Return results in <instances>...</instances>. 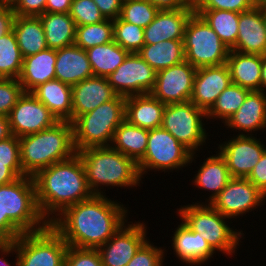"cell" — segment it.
Here are the masks:
<instances>
[{"mask_svg": "<svg viewBox=\"0 0 266 266\" xmlns=\"http://www.w3.org/2000/svg\"><path fill=\"white\" fill-rule=\"evenodd\" d=\"M223 127L238 132L237 135L257 136V132L261 130L262 133L264 131L266 133V92L250 91L238 111L228 119Z\"/></svg>", "mask_w": 266, "mask_h": 266, "instance_id": "cell-20", "label": "cell"}, {"mask_svg": "<svg viewBox=\"0 0 266 266\" xmlns=\"http://www.w3.org/2000/svg\"><path fill=\"white\" fill-rule=\"evenodd\" d=\"M204 158L203 162L198 165V171L192 179V185L200 191L210 193L206 200L197 201V204H209L225 188L232 176L227 168L225 159L216 151L215 154Z\"/></svg>", "mask_w": 266, "mask_h": 266, "instance_id": "cell-24", "label": "cell"}, {"mask_svg": "<svg viewBox=\"0 0 266 266\" xmlns=\"http://www.w3.org/2000/svg\"><path fill=\"white\" fill-rule=\"evenodd\" d=\"M204 120L207 122V113L191 101L167 104L161 127L194 154L203 151V146L211 140Z\"/></svg>", "mask_w": 266, "mask_h": 266, "instance_id": "cell-10", "label": "cell"}, {"mask_svg": "<svg viewBox=\"0 0 266 266\" xmlns=\"http://www.w3.org/2000/svg\"><path fill=\"white\" fill-rule=\"evenodd\" d=\"M77 154L83 163L87 185L93 195H107L106 187L130 190V187H142L140 185L144 183L137 163L111 146L86 148Z\"/></svg>", "mask_w": 266, "mask_h": 266, "instance_id": "cell-4", "label": "cell"}, {"mask_svg": "<svg viewBox=\"0 0 266 266\" xmlns=\"http://www.w3.org/2000/svg\"><path fill=\"white\" fill-rule=\"evenodd\" d=\"M150 2L159 11L194 8V0H144Z\"/></svg>", "mask_w": 266, "mask_h": 266, "instance_id": "cell-51", "label": "cell"}, {"mask_svg": "<svg viewBox=\"0 0 266 266\" xmlns=\"http://www.w3.org/2000/svg\"><path fill=\"white\" fill-rule=\"evenodd\" d=\"M266 196L247 178H232L209 203L223 216L234 220L266 205Z\"/></svg>", "mask_w": 266, "mask_h": 266, "instance_id": "cell-12", "label": "cell"}, {"mask_svg": "<svg viewBox=\"0 0 266 266\" xmlns=\"http://www.w3.org/2000/svg\"><path fill=\"white\" fill-rule=\"evenodd\" d=\"M108 197L92 195L66 208L50 225L68 246L98 249L129 220V207Z\"/></svg>", "mask_w": 266, "mask_h": 266, "instance_id": "cell-1", "label": "cell"}, {"mask_svg": "<svg viewBox=\"0 0 266 266\" xmlns=\"http://www.w3.org/2000/svg\"><path fill=\"white\" fill-rule=\"evenodd\" d=\"M147 225L142 221H127L97 250L103 266H126L139 248L149 239Z\"/></svg>", "mask_w": 266, "mask_h": 266, "instance_id": "cell-15", "label": "cell"}, {"mask_svg": "<svg viewBox=\"0 0 266 266\" xmlns=\"http://www.w3.org/2000/svg\"><path fill=\"white\" fill-rule=\"evenodd\" d=\"M1 242L15 241L23 233L44 229L43 218L36 201V187L31 176L0 185Z\"/></svg>", "mask_w": 266, "mask_h": 266, "instance_id": "cell-3", "label": "cell"}, {"mask_svg": "<svg viewBox=\"0 0 266 266\" xmlns=\"http://www.w3.org/2000/svg\"><path fill=\"white\" fill-rule=\"evenodd\" d=\"M13 136L8 116L0 115V141Z\"/></svg>", "mask_w": 266, "mask_h": 266, "instance_id": "cell-55", "label": "cell"}, {"mask_svg": "<svg viewBox=\"0 0 266 266\" xmlns=\"http://www.w3.org/2000/svg\"><path fill=\"white\" fill-rule=\"evenodd\" d=\"M113 40V20L111 19H105L96 24L76 26L75 44L84 50Z\"/></svg>", "mask_w": 266, "mask_h": 266, "instance_id": "cell-38", "label": "cell"}, {"mask_svg": "<svg viewBox=\"0 0 266 266\" xmlns=\"http://www.w3.org/2000/svg\"><path fill=\"white\" fill-rule=\"evenodd\" d=\"M47 0H17L12 6L18 16H39L45 13Z\"/></svg>", "mask_w": 266, "mask_h": 266, "instance_id": "cell-47", "label": "cell"}, {"mask_svg": "<svg viewBox=\"0 0 266 266\" xmlns=\"http://www.w3.org/2000/svg\"><path fill=\"white\" fill-rule=\"evenodd\" d=\"M126 97L116 95L73 122L74 145L77 152L92 147H108L115 130L125 120Z\"/></svg>", "mask_w": 266, "mask_h": 266, "instance_id": "cell-7", "label": "cell"}, {"mask_svg": "<svg viewBox=\"0 0 266 266\" xmlns=\"http://www.w3.org/2000/svg\"><path fill=\"white\" fill-rule=\"evenodd\" d=\"M63 266H103L97 249L68 246Z\"/></svg>", "mask_w": 266, "mask_h": 266, "instance_id": "cell-45", "label": "cell"}, {"mask_svg": "<svg viewBox=\"0 0 266 266\" xmlns=\"http://www.w3.org/2000/svg\"><path fill=\"white\" fill-rule=\"evenodd\" d=\"M194 12V8L158 11L154 20L144 28V43L183 40L186 24Z\"/></svg>", "mask_w": 266, "mask_h": 266, "instance_id": "cell-23", "label": "cell"}, {"mask_svg": "<svg viewBox=\"0 0 266 266\" xmlns=\"http://www.w3.org/2000/svg\"><path fill=\"white\" fill-rule=\"evenodd\" d=\"M23 57L13 30L0 38V78L18 79Z\"/></svg>", "mask_w": 266, "mask_h": 266, "instance_id": "cell-37", "label": "cell"}, {"mask_svg": "<svg viewBox=\"0 0 266 266\" xmlns=\"http://www.w3.org/2000/svg\"><path fill=\"white\" fill-rule=\"evenodd\" d=\"M73 0H47L45 12L48 13H69Z\"/></svg>", "mask_w": 266, "mask_h": 266, "instance_id": "cell-53", "label": "cell"}, {"mask_svg": "<svg viewBox=\"0 0 266 266\" xmlns=\"http://www.w3.org/2000/svg\"><path fill=\"white\" fill-rule=\"evenodd\" d=\"M72 87V122L101 104L112 100L117 94L106 77L93 76Z\"/></svg>", "mask_w": 266, "mask_h": 266, "instance_id": "cell-21", "label": "cell"}, {"mask_svg": "<svg viewBox=\"0 0 266 266\" xmlns=\"http://www.w3.org/2000/svg\"><path fill=\"white\" fill-rule=\"evenodd\" d=\"M185 60L196 69L227 62L230 49L197 13L189 18L183 37Z\"/></svg>", "mask_w": 266, "mask_h": 266, "instance_id": "cell-9", "label": "cell"}, {"mask_svg": "<svg viewBox=\"0 0 266 266\" xmlns=\"http://www.w3.org/2000/svg\"><path fill=\"white\" fill-rule=\"evenodd\" d=\"M31 93L42 102L58 121L72 123V87L58 79L49 80Z\"/></svg>", "mask_w": 266, "mask_h": 266, "instance_id": "cell-28", "label": "cell"}, {"mask_svg": "<svg viewBox=\"0 0 266 266\" xmlns=\"http://www.w3.org/2000/svg\"><path fill=\"white\" fill-rule=\"evenodd\" d=\"M263 20H264L265 28H266V6H263Z\"/></svg>", "mask_w": 266, "mask_h": 266, "instance_id": "cell-59", "label": "cell"}, {"mask_svg": "<svg viewBox=\"0 0 266 266\" xmlns=\"http://www.w3.org/2000/svg\"><path fill=\"white\" fill-rule=\"evenodd\" d=\"M93 77L86 50L75 43L56 50L55 79L70 86Z\"/></svg>", "mask_w": 266, "mask_h": 266, "instance_id": "cell-25", "label": "cell"}, {"mask_svg": "<svg viewBox=\"0 0 266 266\" xmlns=\"http://www.w3.org/2000/svg\"><path fill=\"white\" fill-rule=\"evenodd\" d=\"M19 177L7 167V163H0V185L9 184Z\"/></svg>", "mask_w": 266, "mask_h": 266, "instance_id": "cell-54", "label": "cell"}, {"mask_svg": "<svg viewBox=\"0 0 266 266\" xmlns=\"http://www.w3.org/2000/svg\"><path fill=\"white\" fill-rule=\"evenodd\" d=\"M24 92L18 79L0 78V115L8 116Z\"/></svg>", "mask_w": 266, "mask_h": 266, "instance_id": "cell-43", "label": "cell"}, {"mask_svg": "<svg viewBox=\"0 0 266 266\" xmlns=\"http://www.w3.org/2000/svg\"><path fill=\"white\" fill-rule=\"evenodd\" d=\"M196 70L184 60L157 71L155 84L150 94L165 105L190 101Z\"/></svg>", "mask_w": 266, "mask_h": 266, "instance_id": "cell-16", "label": "cell"}, {"mask_svg": "<svg viewBox=\"0 0 266 266\" xmlns=\"http://www.w3.org/2000/svg\"><path fill=\"white\" fill-rule=\"evenodd\" d=\"M261 90L266 92V54L262 56Z\"/></svg>", "mask_w": 266, "mask_h": 266, "instance_id": "cell-56", "label": "cell"}, {"mask_svg": "<svg viewBox=\"0 0 266 266\" xmlns=\"http://www.w3.org/2000/svg\"><path fill=\"white\" fill-rule=\"evenodd\" d=\"M14 253V254H13ZM14 258V262L11 261V263L8 261L6 257ZM18 253L16 250V243L15 241L11 242H0V266H18Z\"/></svg>", "mask_w": 266, "mask_h": 266, "instance_id": "cell-52", "label": "cell"}, {"mask_svg": "<svg viewBox=\"0 0 266 266\" xmlns=\"http://www.w3.org/2000/svg\"><path fill=\"white\" fill-rule=\"evenodd\" d=\"M56 50L47 48L23 58L22 71L18 78L25 92L49 80L55 79Z\"/></svg>", "mask_w": 266, "mask_h": 266, "instance_id": "cell-27", "label": "cell"}, {"mask_svg": "<svg viewBox=\"0 0 266 266\" xmlns=\"http://www.w3.org/2000/svg\"><path fill=\"white\" fill-rule=\"evenodd\" d=\"M69 15L74 20L76 26L96 24L105 20L93 0H73Z\"/></svg>", "mask_w": 266, "mask_h": 266, "instance_id": "cell-41", "label": "cell"}, {"mask_svg": "<svg viewBox=\"0 0 266 266\" xmlns=\"http://www.w3.org/2000/svg\"><path fill=\"white\" fill-rule=\"evenodd\" d=\"M165 247L155 246L153 241L148 239L126 266H165L164 259L166 260L165 255L167 256L168 252Z\"/></svg>", "mask_w": 266, "mask_h": 266, "instance_id": "cell-42", "label": "cell"}, {"mask_svg": "<svg viewBox=\"0 0 266 266\" xmlns=\"http://www.w3.org/2000/svg\"><path fill=\"white\" fill-rule=\"evenodd\" d=\"M13 32L23 58L48 48L39 16L16 15Z\"/></svg>", "mask_w": 266, "mask_h": 266, "instance_id": "cell-30", "label": "cell"}, {"mask_svg": "<svg viewBox=\"0 0 266 266\" xmlns=\"http://www.w3.org/2000/svg\"><path fill=\"white\" fill-rule=\"evenodd\" d=\"M33 179L37 205L48 224L66 208L93 195L87 185L85 169L77 153L69 159L40 170Z\"/></svg>", "mask_w": 266, "mask_h": 266, "instance_id": "cell-2", "label": "cell"}, {"mask_svg": "<svg viewBox=\"0 0 266 266\" xmlns=\"http://www.w3.org/2000/svg\"><path fill=\"white\" fill-rule=\"evenodd\" d=\"M254 7L252 0H194V10H227L241 13Z\"/></svg>", "mask_w": 266, "mask_h": 266, "instance_id": "cell-46", "label": "cell"}, {"mask_svg": "<svg viewBox=\"0 0 266 266\" xmlns=\"http://www.w3.org/2000/svg\"><path fill=\"white\" fill-rule=\"evenodd\" d=\"M17 0H0V4L13 6Z\"/></svg>", "mask_w": 266, "mask_h": 266, "instance_id": "cell-58", "label": "cell"}, {"mask_svg": "<svg viewBox=\"0 0 266 266\" xmlns=\"http://www.w3.org/2000/svg\"><path fill=\"white\" fill-rule=\"evenodd\" d=\"M159 10L144 0H123L120 18L142 28H146Z\"/></svg>", "mask_w": 266, "mask_h": 266, "instance_id": "cell-40", "label": "cell"}, {"mask_svg": "<svg viewBox=\"0 0 266 266\" xmlns=\"http://www.w3.org/2000/svg\"><path fill=\"white\" fill-rule=\"evenodd\" d=\"M252 3L255 7L266 6V0H252Z\"/></svg>", "mask_w": 266, "mask_h": 266, "instance_id": "cell-57", "label": "cell"}, {"mask_svg": "<svg viewBox=\"0 0 266 266\" xmlns=\"http://www.w3.org/2000/svg\"><path fill=\"white\" fill-rule=\"evenodd\" d=\"M226 64L232 83L250 91H261L262 55L230 50Z\"/></svg>", "mask_w": 266, "mask_h": 266, "instance_id": "cell-29", "label": "cell"}, {"mask_svg": "<svg viewBox=\"0 0 266 266\" xmlns=\"http://www.w3.org/2000/svg\"><path fill=\"white\" fill-rule=\"evenodd\" d=\"M198 155L200 154H192L170 132L159 127L149 130L145 155L137 166L141 179H145L148 171H164V174H169L174 170H183L193 165Z\"/></svg>", "mask_w": 266, "mask_h": 266, "instance_id": "cell-8", "label": "cell"}, {"mask_svg": "<svg viewBox=\"0 0 266 266\" xmlns=\"http://www.w3.org/2000/svg\"><path fill=\"white\" fill-rule=\"evenodd\" d=\"M0 163H7L18 177L26 176L20 162V143L16 136L0 141Z\"/></svg>", "mask_w": 266, "mask_h": 266, "instance_id": "cell-44", "label": "cell"}, {"mask_svg": "<svg viewBox=\"0 0 266 266\" xmlns=\"http://www.w3.org/2000/svg\"><path fill=\"white\" fill-rule=\"evenodd\" d=\"M165 107V104L150 93L128 96L125 103V120L147 130L159 128Z\"/></svg>", "mask_w": 266, "mask_h": 266, "instance_id": "cell-26", "label": "cell"}, {"mask_svg": "<svg viewBox=\"0 0 266 266\" xmlns=\"http://www.w3.org/2000/svg\"><path fill=\"white\" fill-rule=\"evenodd\" d=\"M171 234V246L175 258L179 259L184 266H201L211 262L210 259L216 252L200 233L193 232L182 221L176 226ZM205 263V264H204Z\"/></svg>", "mask_w": 266, "mask_h": 266, "instance_id": "cell-19", "label": "cell"}, {"mask_svg": "<svg viewBox=\"0 0 266 266\" xmlns=\"http://www.w3.org/2000/svg\"><path fill=\"white\" fill-rule=\"evenodd\" d=\"M247 179L266 196V150Z\"/></svg>", "mask_w": 266, "mask_h": 266, "instance_id": "cell-48", "label": "cell"}, {"mask_svg": "<svg viewBox=\"0 0 266 266\" xmlns=\"http://www.w3.org/2000/svg\"><path fill=\"white\" fill-rule=\"evenodd\" d=\"M249 92L250 90L246 88L230 83L219 95L212 108L207 112V121H210L207 124H210L211 121L214 122V120H217L216 123H218V120H221L220 123L225 124L238 111Z\"/></svg>", "mask_w": 266, "mask_h": 266, "instance_id": "cell-36", "label": "cell"}, {"mask_svg": "<svg viewBox=\"0 0 266 266\" xmlns=\"http://www.w3.org/2000/svg\"><path fill=\"white\" fill-rule=\"evenodd\" d=\"M175 212L179 216L178 221L181 220L193 232L200 233L216 253L220 252L218 255L222 253L226 257H232L240 245H243L240 244L241 240L245 239L243 230L234 229L232 220L210 204H181Z\"/></svg>", "mask_w": 266, "mask_h": 266, "instance_id": "cell-6", "label": "cell"}, {"mask_svg": "<svg viewBox=\"0 0 266 266\" xmlns=\"http://www.w3.org/2000/svg\"><path fill=\"white\" fill-rule=\"evenodd\" d=\"M114 41L129 53H138L144 43V28L125 22L120 17L113 20Z\"/></svg>", "mask_w": 266, "mask_h": 266, "instance_id": "cell-39", "label": "cell"}, {"mask_svg": "<svg viewBox=\"0 0 266 266\" xmlns=\"http://www.w3.org/2000/svg\"><path fill=\"white\" fill-rule=\"evenodd\" d=\"M230 83H232L230 71L226 63L198 68L194 77L190 101L207 113Z\"/></svg>", "mask_w": 266, "mask_h": 266, "instance_id": "cell-18", "label": "cell"}, {"mask_svg": "<svg viewBox=\"0 0 266 266\" xmlns=\"http://www.w3.org/2000/svg\"><path fill=\"white\" fill-rule=\"evenodd\" d=\"M15 17L12 6L0 4V38L13 30Z\"/></svg>", "mask_w": 266, "mask_h": 266, "instance_id": "cell-50", "label": "cell"}, {"mask_svg": "<svg viewBox=\"0 0 266 266\" xmlns=\"http://www.w3.org/2000/svg\"><path fill=\"white\" fill-rule=\"evenodd\" d=\"M20 162L23 173L34 177L40 170L74 156L73 126L58 121L52 127L19 138Z\"/></svg>", "mask_w": 266, "mask_h": 266, "instance_id": "cell-5", "label": "cell"}, {"mask_svg": "<svg viewBox=\"0 0 266 266\" xmlns=\"http://www.w3.org/2000/svg\"><path fill=\"white\" fill-rule=\"evenodd\" d=\"M0 242H1V212H0Z\"/></svg>", "mask_w": 266, "mask_h": 266, "instance_id": "cell-60", "label": "cell"}, {"mask_svg": "<svg viewBox=\"0 0 266 266\" xmlns=\"http://www.w3.org/2000/svg\"><path fill=\"white\" fill-rule=\"evenodd\" d=\"M244 54H266V28L263 7L241 12L236 45L231 49Z\"/></svg>", "mask_w": 266, "mask_h": 266, "instance_id": "cell-22", "label": "cell"}, {"mask_svg": "<svg viewBox=\"0 0 266 266\" xmlns=\"http://www.w3.org/2000/svg\"><path fill=\"white\" fill-rule=\"evenodd\" d=\"M235 134V135H234ZM233 135L216 144V150L225 159L232 178H247L266 150L256 135ZM233 136V137H232Z\"/></svg>", "mask_w": 266, "mask_h": 266, "instance_id": "cell-14", "label": "cell"}, {"mask_svg": "<svg viewBox=\"0 0 266 266\" xmlns=\"http://www.w3.org/2000/svg\"><path fill=\"white\" fill-rule=\"evenodd\" d=\"M149 130L124 120L115 130L111 147L138 163L147 148Z\"/></svg>", "mask_w": 266, "mask_h": 266, "instance_id": "cell-32", "label": "cell"}, {"mask_svg": "<svg viewBox=\"0 0 266 266\" xmlns=\"http://www.w3.org/2000/svg\"><path fill=\"white\" fill-rule=\"evenodd\" d=\"M39 18L48 48L57 50L75 43L76 24L69 13L45 12Z\"/></svg>", "mask_w": 266, "mask_h": 266, "instance_id": "cell-31", "label": "cell"}, {"mask_svg": "<svg viewBox=\"0 0 266 266\" xmlns=\"http://www.w3.org/2000/svg\"><path fill=\"white\" fill-rule=\"evenodd\" d=\"M105 19L115 20L120 17L123 0H93Z\"/></svg>", "mask_w": 266, "mask_h": 266, "instance_id": "cell-49", "label": "cell"}, {"mask_svg": "<svg viewBox=\"0 0 266 266\" xmlns=\"http://www.w3.org/2000/svg\"><path fill=\"white\" fill-rule=\"evenodd\" d=\"M156 73L138 53H129L107 80L117 95H143L152 91Z\"/></svg>", "mask_w": 266, "mask_h": 266, "instance_id": "cell-13", "label": "cell"}, {"mask_svg": "<svg viewBox=\"0 0 266 266\" xmlns=\"http://www.w3.org/2000/svg\"><path fill=\"white\" fill-rule=\"evenodd\" d=\"M17 138L38 133L58 122L50 110L31 92H24L8 115Z\"/></svg>", "mask_w": 266, "mask_h": 266, "instance_id": "cell-17", "label": "cell"}, {"mask_svg": "<svg viewBox=\"0 0 266 266\" xmlns=\"http://www.w3.org/2000/svg\"><path fill=\"white\" fill-rule=\"evenodd\" d=\"M194 11L207 22L230 50L236 45L240 13L227 10Z\"/></svg>", "mask_w": 266, "mask_h": 266, "instance_id": "cell-35", "label": "cell"}, {"mask_svg": "<svg viewBox=\"0 0 266 266\" xmlns=\"http://www.w3.org/2000/svg\"><path fill=\"white\" fill-rule=\"evenodd\" d=\"M138 54L159 71L185 60L183 40H165L156 44H144Z\"/></svg>", "mask_w": 266, "mask_h": 266, "instance_id": "cell-33", "label": "cell"}, {"mask_svg": "<svg viewBox=\"0 0 266 266\" xmlns=\"http://www.w3.org/2000/svg\"><path fill=\"white\" fill-rule=\"evenodd\" d=\"M86 54L93 76L107 78L123 63L129 52L113 40L106 44L88 48Z\"/></svg>", "mask_w": 266, "mask_h": 266, "instance_id": "cell-34", "label": "cell"}, {"mask_svg": "<svg viewBox=\"0 0 266 266\" xmlns=\"http://www.w3.org/2000/svg\"><path fill=\"white\" fill-rule=\"evenodd\" d=\"M18 266H63L68 244L48 224L44 229L23 233L16 240Z\"/></svg>", "mask_w": 266, "mask_h": 266, "instance_id": "cell-11", "label": "cell"}]
</instances>
